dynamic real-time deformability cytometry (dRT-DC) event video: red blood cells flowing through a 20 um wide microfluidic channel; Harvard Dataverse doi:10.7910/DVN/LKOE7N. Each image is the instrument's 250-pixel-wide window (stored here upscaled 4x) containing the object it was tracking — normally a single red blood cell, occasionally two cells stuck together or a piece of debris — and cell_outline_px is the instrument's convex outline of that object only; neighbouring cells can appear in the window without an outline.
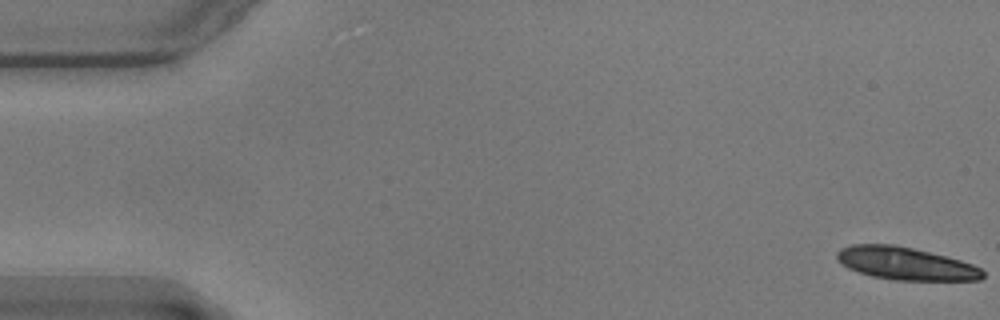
{"species": "common noctule bat (a hibernating species)", "species_latin": "Nyctalus noctula", "temperature_condition": "warm", "stored_images_in_passage": 16, "camera_frame_rate_fps": 3000, "um_per_image_px": 0.085, "animal": {"sex": "male", "body_mass_g": 17.9}, "frame": {"image": 1, "passage_image": 1, "time_ms": 0.0, "image_size_px": [1000, 320], "cell_outline_px": [[984, 276], [980, 280], [896, 280], [872, 276], [848, 268], [840, 264], [836, 260], [836, 252], [840, 248], [852, 244], [896, 244], [960, 260], [972, 264], [980, 268], [984, 272]], "centroid_in_image_um": [76.93, 22.39], "position_along_channel_um": 8.1, "area_um2": 27.74}}